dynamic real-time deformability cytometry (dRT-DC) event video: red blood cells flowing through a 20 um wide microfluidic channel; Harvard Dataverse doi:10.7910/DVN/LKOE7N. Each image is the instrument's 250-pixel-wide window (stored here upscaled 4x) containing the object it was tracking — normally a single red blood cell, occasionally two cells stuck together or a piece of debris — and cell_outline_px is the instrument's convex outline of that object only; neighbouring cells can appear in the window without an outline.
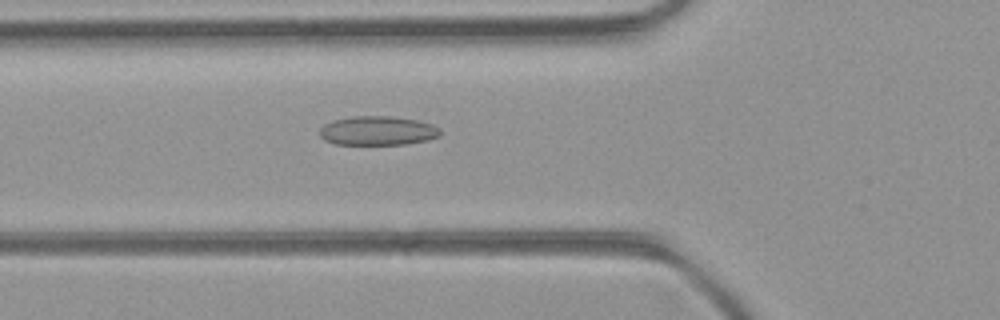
{"species": "common noctule bat (a hibernating species)", "species_latin": "Nyctalus noctula", "temperature_condition": "room temperature", "stored_images_in_passage": 31, "camera_frame_rate_fps": 3000, "um_per_image_px": 0.085, "animal": {"sex": "female", "body_mass_g": 21.9}, "frame": {"image": 1, "passage_image": 3, "time_ms": 0.667, "image_size_px": [1000, 320], "cell_outline_px": [[440, 136], [428, 140], [404, 144], [336, 144], [324, 140], [320, 136], [320, 128], [324, 124], [332, 120], [352, 116], [392, 116], [416, 120], [432, 124], [440, 128]], "centroid_in_image_um": [32.09, 11.1], "position_along_channel_um": 93.7, "area_um2": 20.52}}
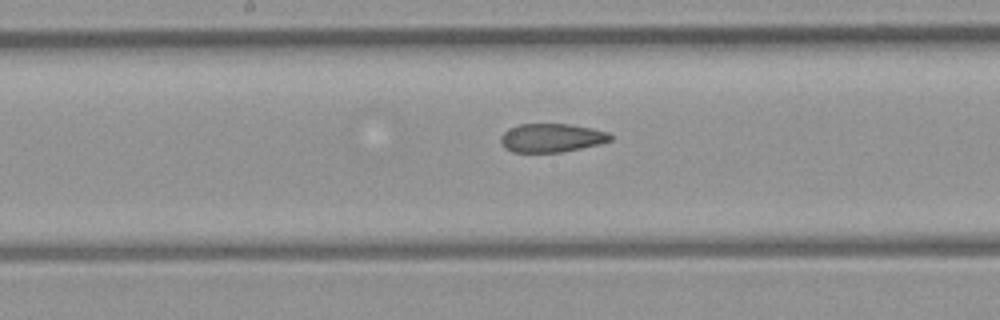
{"frame": {"image": 2, "passage_image": 11, "time_ms": 3.333, "image_size_px": [1000, 320], "cell_outline_px": [[612, 140], [600, 144], [560, 152], [512, 152], [504, 148], [500, 144], [500, 136], [508, 128], [516, 124], [568, 124], [592, 128], [608, 132], [612, 136]], "centroid_in_image_um": [46.84, 11.71], "position_along_channel_um": 201.4, "area_um2": 18.44}}
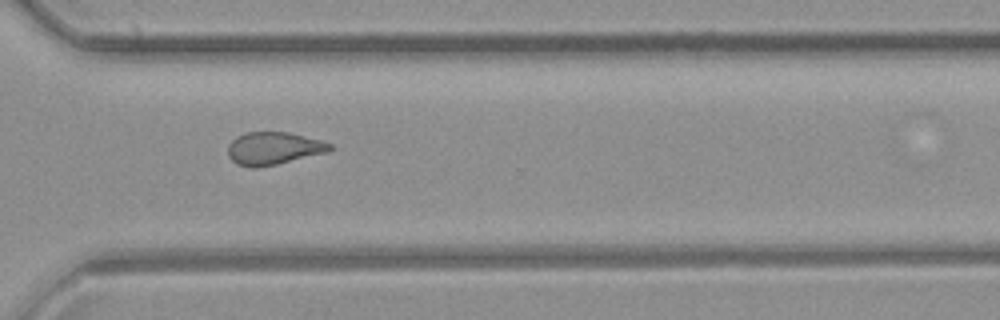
{"frame": {"image": 3, "passage_image": 22, "time_ms": 7.0, "image_size_px": [1000, 320], "cell_outline_px": [[332, 148], [328, 152], [276, 164], [256, 168], [252, 168], [236, 164], [228, 156], [228, 144], [236, 136], [248, 132], [288, 132], [324, 140], [332, 144]], "centroid_in_image_um": [23.25, 12.6], "position_along_channel_um": 347.3, "area_um2": 19.54}, "authors_computed_cell_mechanics": {"area_um2": 19.4208, "velocity_mm_per_s": 3.9951, "shape_relaxation_time_tau1_ms": null, "shape_relaxation_time_tau2_ms": 3.7036, "deformation_change_tau1": null, "deformation_change_tau2": 0.1042}}